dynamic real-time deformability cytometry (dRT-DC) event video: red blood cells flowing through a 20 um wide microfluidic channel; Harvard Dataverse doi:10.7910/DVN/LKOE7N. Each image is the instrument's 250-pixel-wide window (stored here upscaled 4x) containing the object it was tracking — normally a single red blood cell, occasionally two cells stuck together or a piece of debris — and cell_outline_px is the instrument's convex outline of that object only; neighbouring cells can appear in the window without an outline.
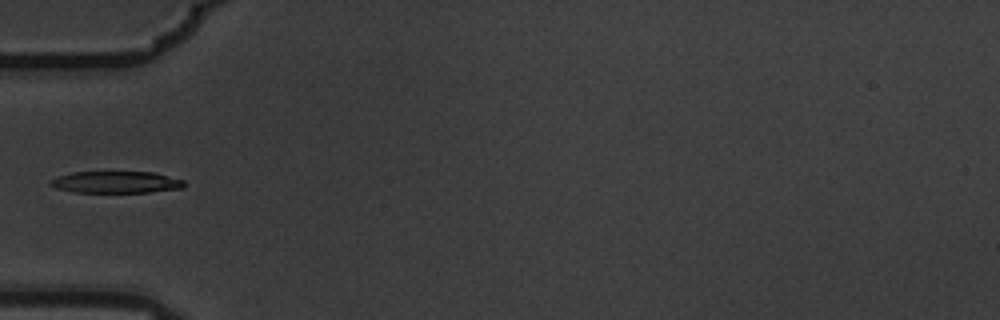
{"species": "common noctule bat (a hibernating species)", "species_latin": "Nyctalus noctula", "temperature_condition": "warm", "stored_images_in_passage": 3, "camera_frame_rate_fps": 3000, "um_per_image_px": 0.085, "animal": {"sex": "male", "body_mass_g": 19.5, "forearm_length_mm": 54.6}, "frame": {"image": 1, "passage_image": 3, "time_ms": 0.667, "image_size_px": [1000, 320], "cell_outline_px": [[188, 184], [184, 188], [148, 192], [72, 192], [56, 188], [48, 184], [56, 176], [72, 172], [156, 172], [184, 180]], "centroid_in_image_um": [9.9, 15.48], "position_along_channel_um": 75.1, "area_um2": 17.17}}